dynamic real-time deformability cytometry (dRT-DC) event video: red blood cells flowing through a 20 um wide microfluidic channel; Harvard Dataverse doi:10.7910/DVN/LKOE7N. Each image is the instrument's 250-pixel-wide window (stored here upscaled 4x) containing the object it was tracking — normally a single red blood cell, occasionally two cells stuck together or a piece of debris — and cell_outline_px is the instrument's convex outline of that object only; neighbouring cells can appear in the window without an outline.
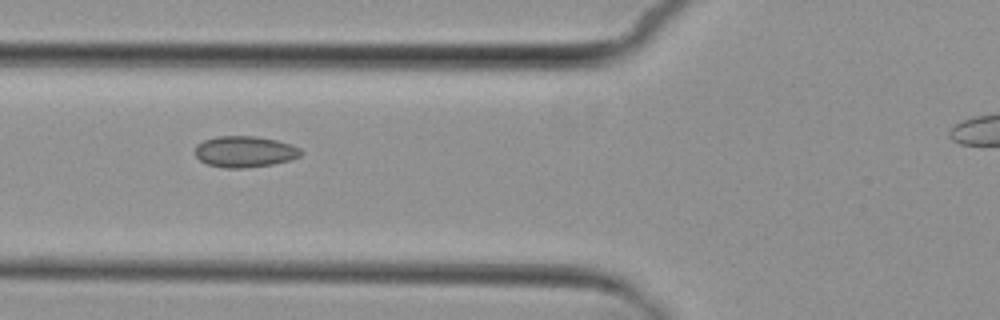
{"species": "common noctule bat (a hibernating species)", "species_latin": "Nyctalus noctula", "temperature_condition": "cold", "stored_images_in_passage": 8, "segment_of_instrument_passage": [1, 2], "camera_frame_rate_fps": 3000, "um_per_image_px": 0.085, "animal": {"sex": "female", "body_mass_g": 29.2, "forearm_length_mm": 56.3}, "frame": {"image": 1, "passage_image": 6, "time_ms": 7.333, "image_size_px": [1000, 320], "cell_outline_px": [[304, 152], [300, 156], [288, 160], [272, 164], [244, 168], [224, 168], [208, 164], [200, 160], [196, 156], [196, 144], [204, 140], [216, 136], [256, 136], [276, 140], [300, 148]], "centroid_in_image_um": [20.79, 12.88], "position_along_channel_um": 105.0, "area_um2": 19.13}}
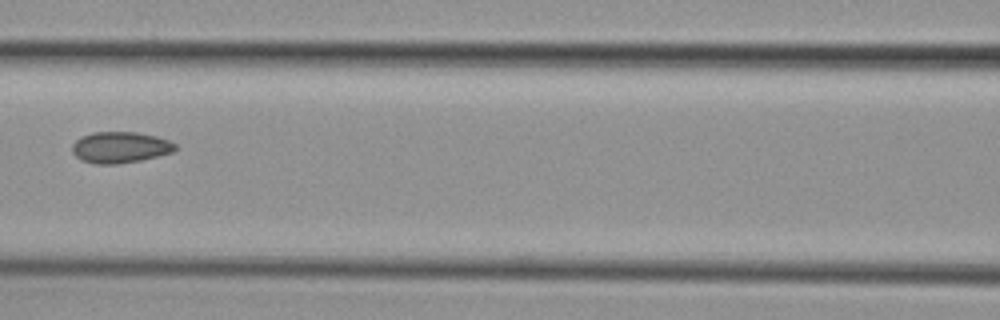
{"frame": {"image": 2, "passage_image": 7, "time_ms": 8.667, "image_size_px": [1000, 320], "cell_outline_px": [[176, 148], [172, 152], [140, 160], [116, 164], [96, 164], [80, 160], [72, 152], [72, 144], [76, 140], [92, 132], [136, 132], [156, 136], [168, 140], [176, 144]], "centroid_in_image_um": [10.19, 12.52], "position_along_channel_um": 156.4, "area_um2": 18.61}}